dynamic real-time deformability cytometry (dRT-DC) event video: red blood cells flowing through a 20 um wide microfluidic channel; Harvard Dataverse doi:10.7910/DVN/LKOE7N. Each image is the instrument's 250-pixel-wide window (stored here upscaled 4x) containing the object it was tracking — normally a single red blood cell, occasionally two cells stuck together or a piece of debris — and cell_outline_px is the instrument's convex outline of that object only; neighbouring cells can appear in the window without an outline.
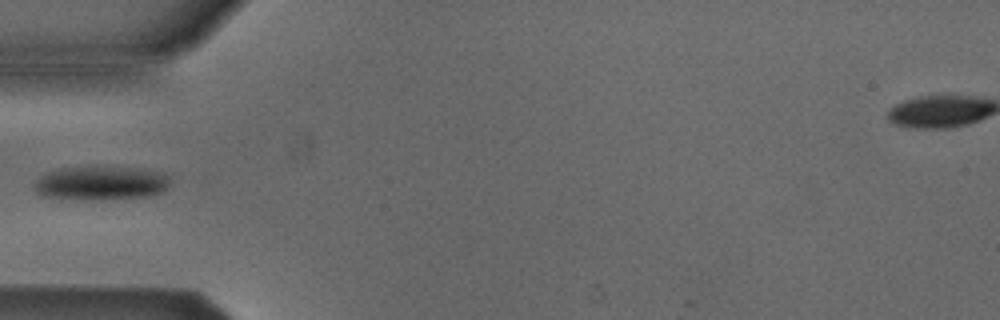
{"species": "Egyptian fruit bat (a non-hibernating species)", "species_latin": "Rousettus aegyptiacus", "temperature_condition": "cold", "stored_images_in_passage": 5, "camera_frame_rate_fps": 3000, "um_per_image_px": 0.085, "animal": {"sex": "male"}, "frame": {"image": 1, "passage_image": 4, "time_ms": 4.667, "image_size_px": [1000, 320], "cell_outline_px": [[168, 188], [160, 192], [144, 196], [100, 200], [44, 196], [36, 192], [36, 180], [40, 176], [48, 172], [60, 168], [88, 164], [92, 164], [144, 168], [164, 172], [168, 176]], "centroid_in_image_um": [8.61, 15.5], "position_along_channel_um": 76.4, "area_um2": 27.46}}
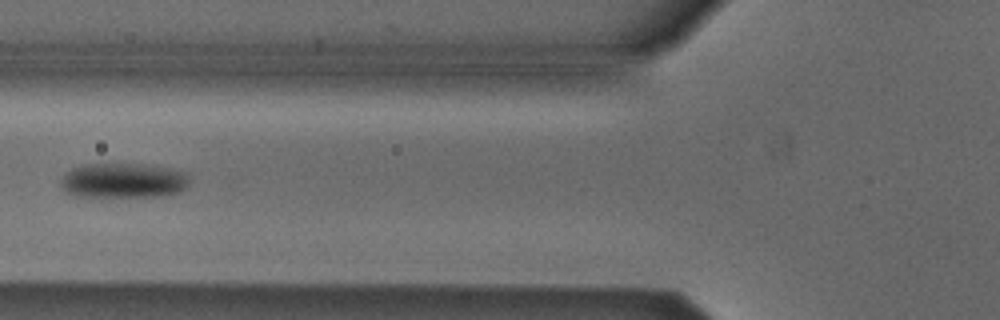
{"frame": {"image": 2, "passage_image": 5, "time_ms": 5.667, "image_size_px": [1000, 320], "cell_outline_px": [[188, 184], [184, 188], [168, 196], [72, 196], [64, 192], [60, 184], [60, 180], [64, 172], [72, 168], [84, 164], [144, 164], [184, 172], [188, 176]], "centroid_in_image_um": [10.4, 15.35], "position_along_channel_um": 115.4, "area_um2": 26.18}}